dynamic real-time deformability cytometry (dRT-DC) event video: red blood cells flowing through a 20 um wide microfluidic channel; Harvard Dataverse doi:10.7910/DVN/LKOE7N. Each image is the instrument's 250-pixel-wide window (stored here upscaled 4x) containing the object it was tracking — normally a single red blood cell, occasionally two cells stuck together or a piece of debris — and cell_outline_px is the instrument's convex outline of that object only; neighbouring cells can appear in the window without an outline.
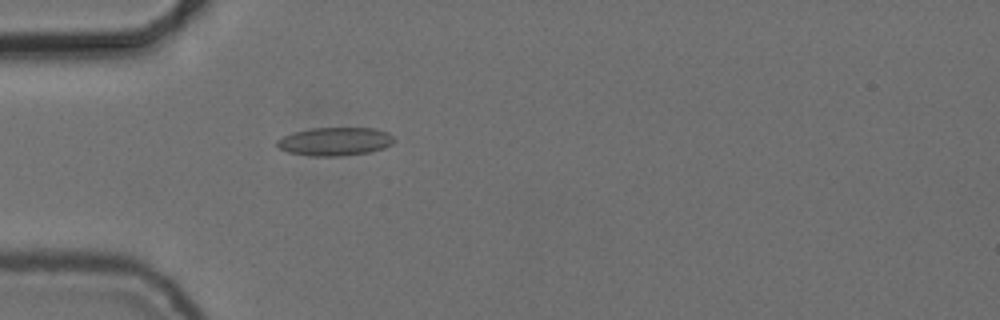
{"species": "common noctule bat (a hibernating species)", "species_latin": "Nyctalus noctula", "temperature_condition": "cold", "stored_images_in_passage": 55, "camera_frame_rate_fps": 3000, "um_per_image_px": 0.085, "animal": {"sex": "female", "body_mass_g": 24.6, "forearm_length_mm": 56.2}, "frame": {"image": 1, "passage_image": 17, "time_ms": 5.333, "image_size_px": [1000, 320], "cell_outline_px": [[396, 140], [392, 144], [384, 148], [368, 152], [340, 156], [312, 156], [288, 152], [280, 148], [276, 144], [276, 140], [284, 136], [296, 132], [312, 128], [376, 128], [388, 132]], "centroid_in_image_um": [28.51, 12.02], "position_along_channel_um": 56.5, "area_um2": 19.25}}
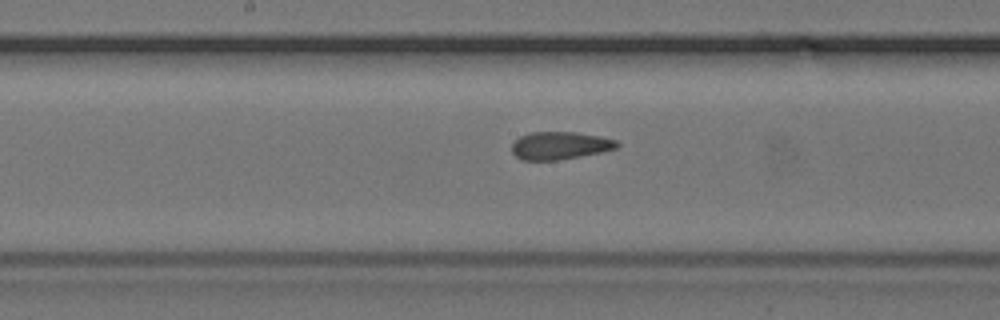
{"frame": {"image": 2, "passage_image": 29, "time_ms": 9.333, "image_size_px": [1000, 320], "cell_outline_px": [[620, 144], [616, 148], [600, 152], [580, 156], [556, 160], [520, 160], [512, 152], [512, 144], [520, 136], [528, 132], [576, 132], [600, 136], [616, 140]], "centroid_in_image_um": [47.57, 12.36], "position_along_channel_um": 200.6, "area_um2": 16.94}}
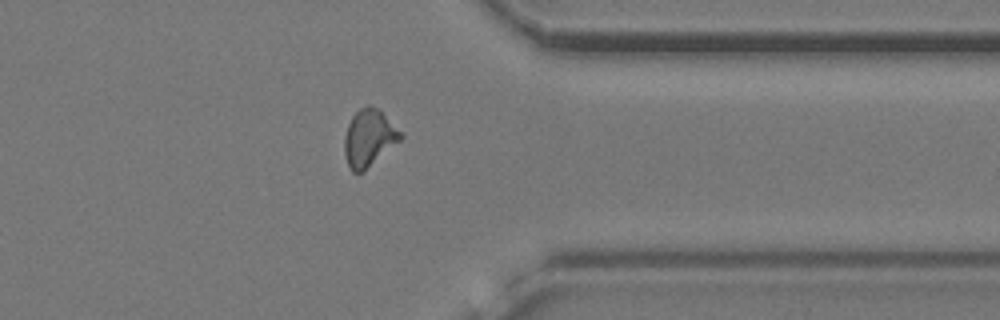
{"frame": {"image": 3, "passage_image": 44, "time_ms": 14.333, "image_size_px": [1000, 320], "cell_outline_px": [[404, 136], [400, 140], [364, 172], [352, 172], [348, 164], [344, 152], [344, 136], [348, 124], [352, 116], [360, 108], [368, 104], [376, 108], [404, 132]], "centroid_in_image_um": [31.37, 11.73], "position_along_channel_um": 380.0, "area_um2": 18.67}, "authors_computed_cell_mechanics": {"area_um2": 18.207, "velocity_mm_per_s": 3.7407, "shape_relaxation_time_tau1_ms": null, "shape_relaxation_time_tau2_ms": 1.5296, "deformation_change_tau1": null, "deformation_change_tau2": 0.0922}}